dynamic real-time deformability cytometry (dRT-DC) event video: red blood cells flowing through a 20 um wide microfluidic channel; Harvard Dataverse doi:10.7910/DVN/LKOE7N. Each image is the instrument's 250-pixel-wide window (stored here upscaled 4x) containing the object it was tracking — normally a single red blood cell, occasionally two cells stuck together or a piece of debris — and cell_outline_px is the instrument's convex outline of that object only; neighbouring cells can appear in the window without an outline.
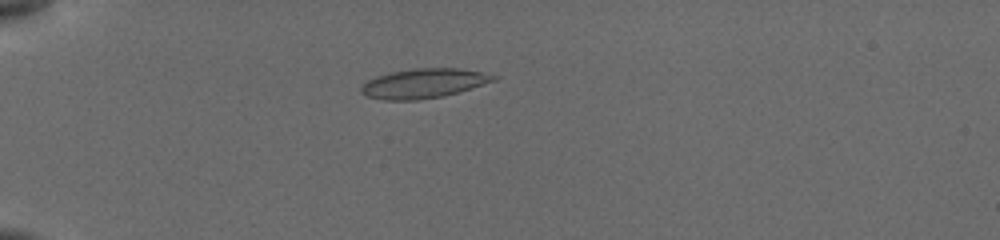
{"species": "common noctule bat (a hibernating species)", "species_latin": "Nyctalus noctula", "temperature_condition": "cold", "stored_images_in_passage": 35, "camera_frame_rate_fps": 3000, "um_per_image_px": 0.085, "animal": {"sex": "female", "body_mass_g": 19.5, "forearm_length_mm": 54.1}, "frame": {"image": 1, "passage_image": 1, "time_ms": 0.0, "image_size_px": [1000, 240], "cell_outline_px": [[500, 76], [496, 80], [444, 96], [416, 100], [384, 100], [368, 96], [360, 92], [360, 88], [368, 80], [376, 76], [392, 72], [412, 68], [456, 68], [480, 72]], "centroid_in_image_um": [36.0, 7.08], "position_along_channel_um": 49.0, "area_um2": 22.54}}
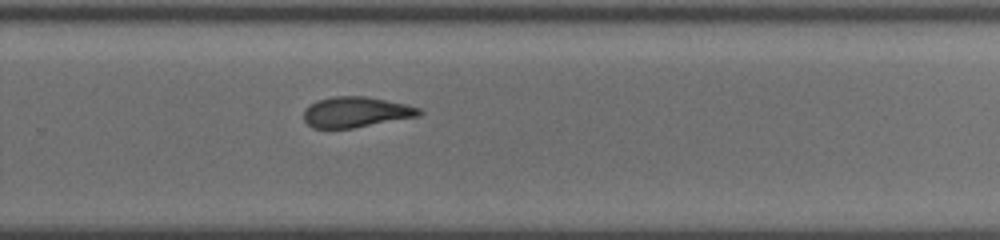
{"frame": {"image": 2, "passage_image": 19, "time_ms": 7.333, "image_size_px": [1000, 240], "cell_outline_px": [[424, 112], [420, 116], [352, 128], [312, 128], [304, 120], [304, 108], [316, 100], [332, 96], [364, 96], [404, 104], [420, 108]], "centroid_in_image_um": [30.23, 9.52], "position_along_channel_um": 299.6, "area_um2": 20.52}}
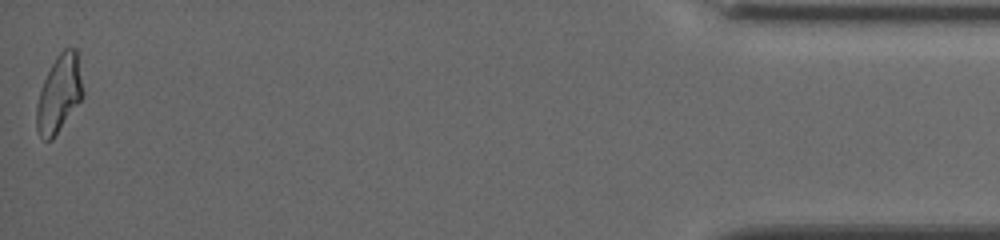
{"frame": {"image": 3, "passage_image": 35, "time_ms": 12.667, "image_size_px": [1000, 240], "cell_outline_px": [[84, 92], [80, 100], [52, 140], [44, 140], [40, 136], [36, 128], [36, 104], [44, 80], [56, 56], [64, 48], [76, 48]], "centroid_in_image_um": [5.01, 7.97], "position_along_channel_um": 430.2, "area_um2": 20.52}, "authors_computed_cell_mechanics": {"area_um2": 21.097, "velocity_mm_per_s": 3.8668, "shape_relaxation_time_tau1_ms": 3.2044, "shape_relaxation_time_tau2_ms": 2.3911, "deformation_change_tau1": 0.1401, "deformation_change_tau2": 0.1054}}